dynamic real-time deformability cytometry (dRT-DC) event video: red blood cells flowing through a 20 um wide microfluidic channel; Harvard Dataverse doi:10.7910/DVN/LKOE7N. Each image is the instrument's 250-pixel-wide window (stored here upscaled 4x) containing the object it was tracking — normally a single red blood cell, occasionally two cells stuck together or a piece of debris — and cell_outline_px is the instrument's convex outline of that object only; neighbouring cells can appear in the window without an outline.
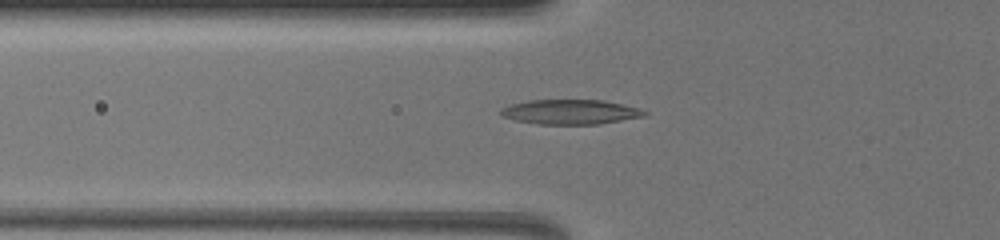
{"species": "common noctule bat (a hibernating species)", "species_latin": "Nyctalus noctula", "temperature_condition": "warm", "stored_images_in_passage": 50, "camera_frame_rate_fps": 3000, "um_per_image_px": 0.085, "animal": {"sex": "female", "body_mass_g": 19.5, "forearm_length_mm": 54.1}, "frame": {"image": 1, "passage_image": 21, "time_ms": 6.667, "image_size_px": [1000, 240], "cell_outline_px": [[648, 112], [644, 116], [600, 124], [536, 124], [516, 120], [500, 116], [500, 108], [512, 104], [532, 100], [600, 100], [640, 108]], "centroid_in_image_um": [48.46, 9.52], "position_along_channel_um": 77.3, "area_um2": 20.58}}
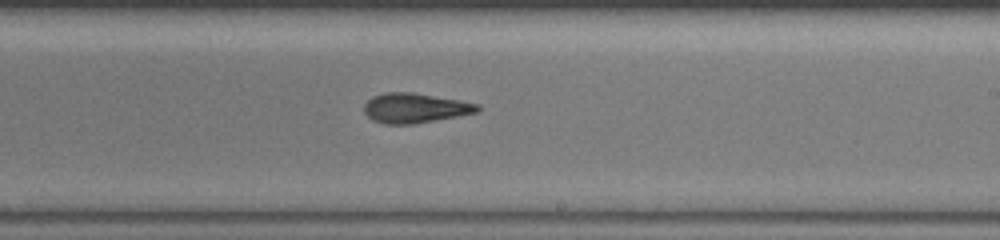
{"frame": {"image": 2, "passage_image": 33, "time_ms": 11.0, "image_size_px": [1000, 240], "cell_outline_px": [[480, 108], [476, 112], [456, 116], [412, 124], [384, 124], [372, 120], [364, 112], [364, 104], [372, 96], [388, 92], [412, 92], [460, 100], [480, 104]], "centroid_in_image_um": [35.24, 9.17], "position_along_channel_um": 253.8, "area_um2": 19.54}}
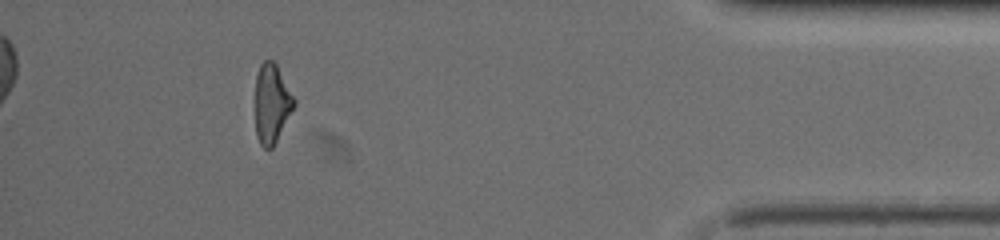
{"frame": {"image": 3, "passage_image": 46, "time_ms": 16.0, "image_size_px": [1000, 240], "cell_outline_px": [[296, 104], [272, 148], [264, 148], [260, 144], [256, 136], [256, 76], [260, 64], [264, 60], [272, 60], [276, 64], [296, 100]], "centroid_in_image_um": [23.1, 8.79], "position_along_channel_um": 412.1, "area_um2": 17.74}, "authors_computed_cell_mechanics": {"area_um2": 19.7676, "velocity_mm_per_s": 4.0751, "shape_relaxation_time_tau1_ms": 6.2715, "shape_relaxation_time_tau2_ms": 2.2136, "deformation_change_tau1": 0.2217, "deformation_change_tau2": 0.1061}}